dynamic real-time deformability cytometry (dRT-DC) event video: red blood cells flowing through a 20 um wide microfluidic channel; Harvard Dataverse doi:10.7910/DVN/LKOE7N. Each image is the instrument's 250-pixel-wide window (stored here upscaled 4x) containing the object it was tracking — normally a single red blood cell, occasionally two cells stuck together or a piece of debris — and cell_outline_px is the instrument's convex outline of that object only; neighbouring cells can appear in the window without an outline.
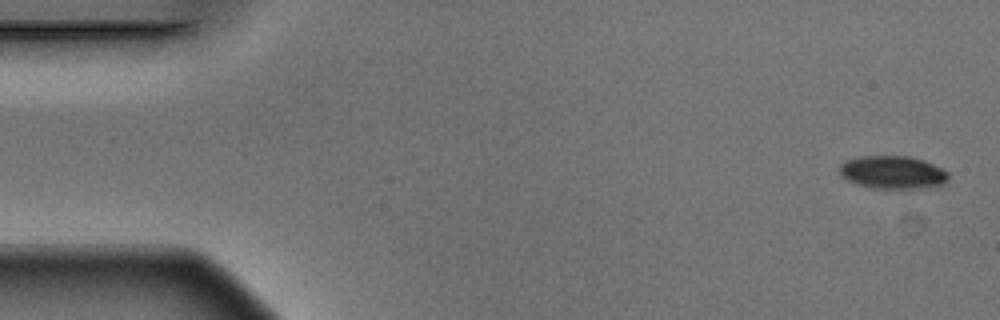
{"species": "Egyptian fruit bat (a non-hibernating species)", "species_latin": "Rousettus aegyptiacus", "temperature_condition": "warm", "stored_images_in_passage": 4, "camera_frame_rate_fps": 3000, "um_per_image_px": 0.085, "animal": {"sex": "male"}, "frame": {"image": 1, "passage_image": 1, "time_ms": 0.0, "image_size_px": [1000, 320], "cell_outline_px": [[948, 180], [944, 184], [916, 188], [876, 188], [856, 184], [848, 180], [840, 172], [840, 164], [844, 160], [856, 156], [912, 156], [924, 160], [948, 172]], "centroid_in_image_um": [75.86, 14.63], "position_along_channel_um": 9.1, "area_um2": 20.81}}